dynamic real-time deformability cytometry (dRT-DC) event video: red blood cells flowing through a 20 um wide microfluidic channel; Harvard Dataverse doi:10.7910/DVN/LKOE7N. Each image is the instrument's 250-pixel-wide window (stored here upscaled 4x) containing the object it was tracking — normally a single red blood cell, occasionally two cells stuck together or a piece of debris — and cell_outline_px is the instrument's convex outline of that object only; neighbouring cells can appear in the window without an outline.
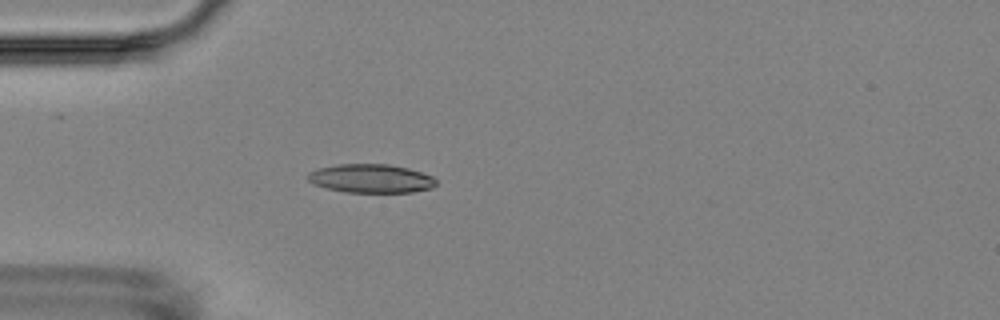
{"species": "Egyptian fruit bat (a non-hibernating species)", "species_latin": "Rousettus aegyptiacus", "temperature_condition": "room temperature", "stored_images_in_passage": 4, "camera_frame_rate_fps": 3000, "um_per_image_px": 0.085, "animal": {"sex": "female"}, "frame": {"image": 1, "passage_image": 4, "time_ms": 3.667, "image_size_px": [1000, 320], "cell_outline_px": [[436, 184], [432, 188], [412, 192], [344, 192], [312, 184], [308, 180], [308, 172], [320, 168], [336, 164], [388, 164], [408, 168], [432, 176], [436, 180]], "centroid_in_image_um": [31.52, 15.17], "position_along_channel_um": 53.5, "area_um2": 21.39}}